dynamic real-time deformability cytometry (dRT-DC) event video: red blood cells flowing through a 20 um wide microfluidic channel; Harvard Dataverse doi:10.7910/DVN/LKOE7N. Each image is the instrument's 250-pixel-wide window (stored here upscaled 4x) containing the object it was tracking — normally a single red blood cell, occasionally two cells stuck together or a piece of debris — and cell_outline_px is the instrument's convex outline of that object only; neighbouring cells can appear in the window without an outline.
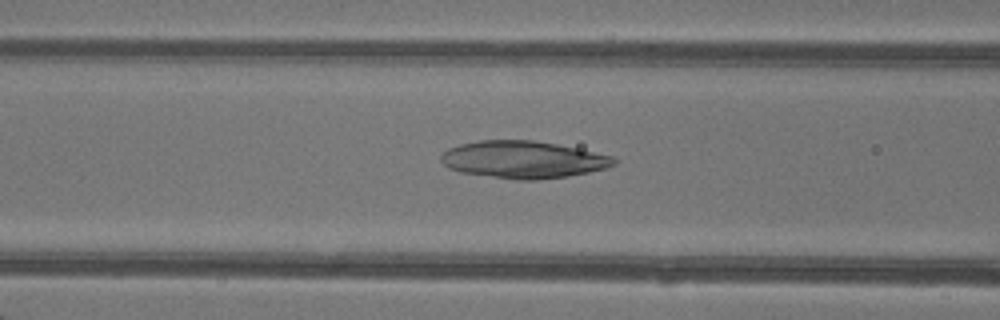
{"species": "common noctule bat (a hibernating species)", "species_latin": "Nyctalus noctula", "temperature_condition": "warm", "stored_images_in_passage": 38, "camera_frame_rate_fps": 3000, "um_per_image_px": 0.085, "animal": {"sex": "female"}, "frame": {"image": 1, "passage_image": 20, "time_ms": 6.333, "image_size_px": [1000, 320], "cell_outline_px": [[616, 164], [604, 168], [588, 172], [568, 176], [536, 180], [516, 180], [460, 172], [448, 168], [440, 160], [440, 156], [448, 148], [460, 144], [480, 140], [532, 140], [556, 144], [576, 148], [612, 156], [616, 160]], "centroid_in_image_um": [44.43, 13.57], "position_along_channel_um": 122.2, "area_um2": 37.4}}
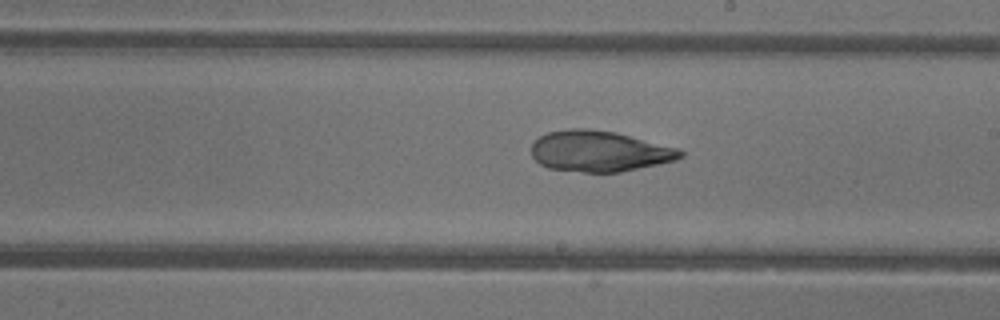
{"frame": {"image": 2, "passage_image": 28, "time_ms": 9.0, "image_size_px": [1000, 320], "cell_outline_px": [[684, 156], [676, 160], [620, 172], [584, 172], [548, 168], [540, 164], [532, 156], [532, 144], [540, 136], [548, 132], [568, 128], [588, 128], [616, 132], [680, 148], [684, 152]], "centroid_in_image_um": [50.96, 12.84], "position_along_channel_um": 238.0, "area_um2": 35.6}}
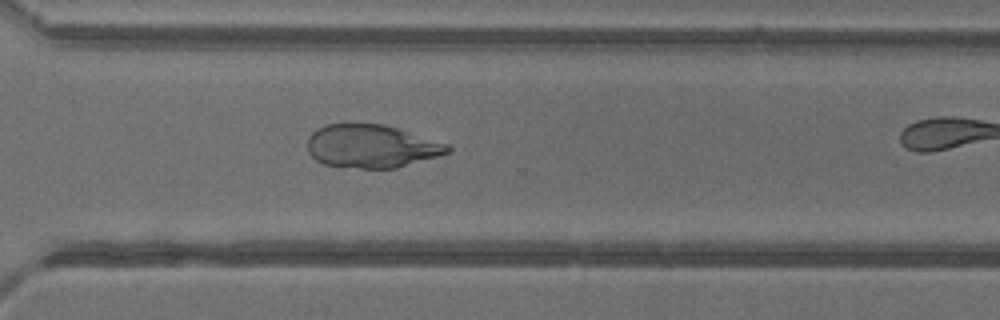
{"frame": {"image": 3, "passage_image": 35, "time_ms": 11.333, "image_size_px": [1000, 320], "cell_outline_px": [[452, 152], [396, 168], [360, 168], [324, 164], [316, 160], [308, 152], [308, 136], [316, 128], [324, 124], [344, 120], [352, 120], [384, 124], [448, 144], [452, 148]], "centroid_in_image_um": [31.52, 12.37], "position_along_channel_um": 339.1, "area_um2": 36.13}}